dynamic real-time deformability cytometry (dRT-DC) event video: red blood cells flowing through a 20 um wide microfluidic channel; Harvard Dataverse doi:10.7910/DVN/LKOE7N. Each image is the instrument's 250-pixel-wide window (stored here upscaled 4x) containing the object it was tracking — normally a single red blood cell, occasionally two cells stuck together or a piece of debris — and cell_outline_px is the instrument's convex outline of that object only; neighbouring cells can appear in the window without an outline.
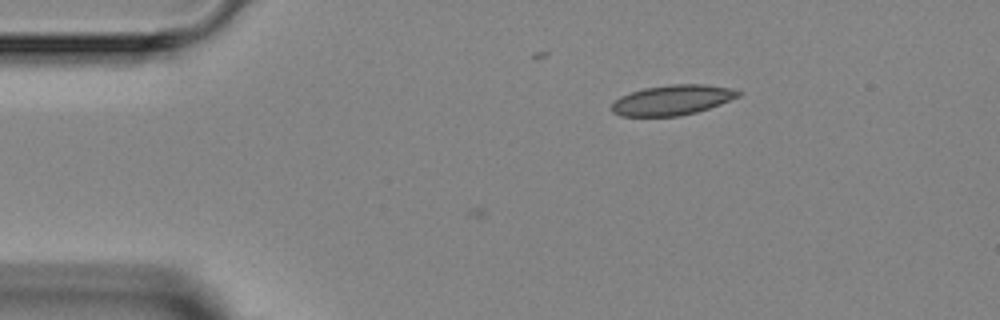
{"species": "Egyptian fruit bat (a non-hibernating species)", "species_latin": "Rousettus aegyptiacus", "temperature_condition": "room temperature", "stored_images_in_passage": 2, "camera_frame_rate_fps": 3000, "um_per_image_px": 0.085, "animal": {"sex": "female"}, "frame": {"image": 1, "passage_image": 2, "time_ms": 1.0, "image_size_px": [1000, 320], "cell_outline_px": [[740, 96], [720, 104], [696, 112], [680, 116], [620, 116], [612, 112], [612, 104], [620, 96], [644, 88], [672, 84], [704, 84], [728, 88], [740, 92]], "centroid_in_image_um": [57.12, 8.51], "position_along_channel_um": 27.9, "area_um2": 21.96}}